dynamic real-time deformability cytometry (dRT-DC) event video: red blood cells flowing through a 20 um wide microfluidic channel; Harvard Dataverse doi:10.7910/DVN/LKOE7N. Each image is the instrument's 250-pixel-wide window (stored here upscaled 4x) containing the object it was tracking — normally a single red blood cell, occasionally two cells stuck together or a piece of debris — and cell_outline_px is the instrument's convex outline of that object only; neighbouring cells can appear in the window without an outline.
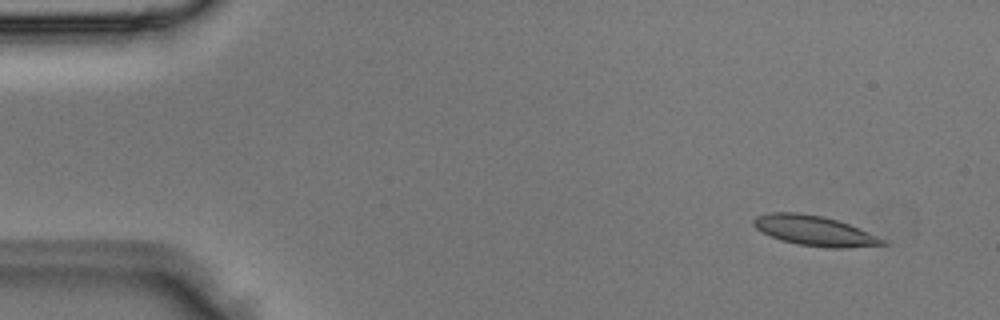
{"species": "Egyptian fruit bat (a non-hibernating species)", "species_latin": "Rousettus aegyptiacus", "temperature_condition": "room temperature", "stored_images_in_passage": 4, "camera_frame_rate_fps": 3000, "um_per_image_px": 0.085, "animal": {"sex": "male"}, "frame": {"image": 1, "passage_image": 1, "time_ms": 0.0, "image_size_px": [1000, 320], "cell_outline_px": [[888, 244], [848, 248], [828, 248], [796, 244], [780, 240], [768, 236], [760, 232], [752, 224], [752, 220], [756, 216], [768, 212], [800, 212], [824, 216], [860, 228], [888, 240]], "centroid_in_image_um": [69.21, 19.61], "position_along_channel_um": 15.8, "area_um2": 23.06}}